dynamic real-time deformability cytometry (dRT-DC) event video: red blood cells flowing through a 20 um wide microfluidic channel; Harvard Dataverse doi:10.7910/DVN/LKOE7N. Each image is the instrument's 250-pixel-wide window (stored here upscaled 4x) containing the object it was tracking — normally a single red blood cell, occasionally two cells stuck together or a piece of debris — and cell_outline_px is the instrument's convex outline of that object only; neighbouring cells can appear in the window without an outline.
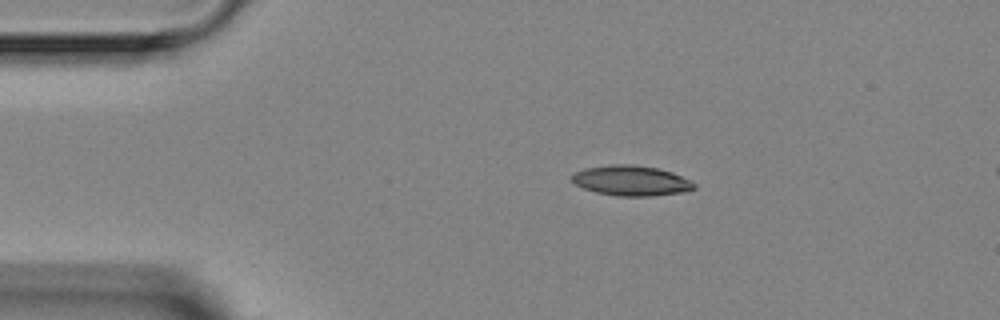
{"species": "Egyptian fruit bat (a non-hibernating species)", "species_latin": "Rousettus aegyptiacus", "temperature_condition": "room temperature", "stored_images_in_passage": 2, "camera_frame_rate_fps": 3000, "um_per_image_px": 0.085, "animal": {"sex": "female"}, "frame": {"image": 1, "passage_image": 1, "time_ms": 0.0, "image_size_px": [1000, 320], "cell_outline_px": [[696, 188], [684, 192], [652, 196], [620, 196], [596, 192], [584, 188], [576, 184], [572, 180], [572, 176], [576, 172], [584, 168], [612, 164], [636, 164], [660, 168], [672, 172], [692, 180], [696, 184]], "centroid_in_image_um": [53.71, 15.34], "position_along_channel_um": 31.3, "area_um2": 21.68}}